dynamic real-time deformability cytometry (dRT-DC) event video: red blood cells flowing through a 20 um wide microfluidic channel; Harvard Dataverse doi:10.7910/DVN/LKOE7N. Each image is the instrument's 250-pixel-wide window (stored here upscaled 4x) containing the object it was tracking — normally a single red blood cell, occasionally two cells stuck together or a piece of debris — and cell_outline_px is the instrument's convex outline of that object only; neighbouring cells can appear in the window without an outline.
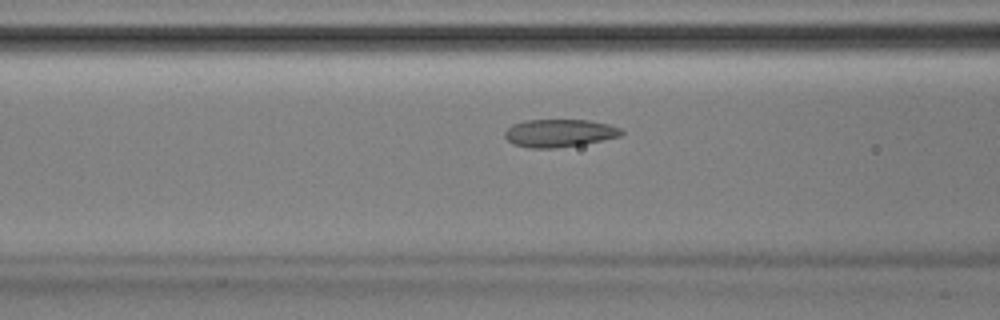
{"species": "Egyptian fruit bat (a non-hibernating species)", "species_latin": "Rousettus aegyptiacus", "temperature_condition": "room temperature", "stored_images_in_passage": 52, "camera_frame_rate_fps": 3000, "um_per_image_px": 0.085, "animal": {"sex": "male"}, "frame": {"image": 1, "passage_image": 21, "time_ms": 6.667, "image_size_px": [1000, 320], "cell_outline_px": [[624, 132], [620, 136], [584, 144], [556, 148], [528, 148], [512, 144], [504, 136], [504, 132], [512, 124], [524, 120], [588, 120], [608, 124], [620, 128]], "centroid_in_image_um": [47.51, 11.31], "position_along_channel_um": 119.1, "area_um2": 18.96}}
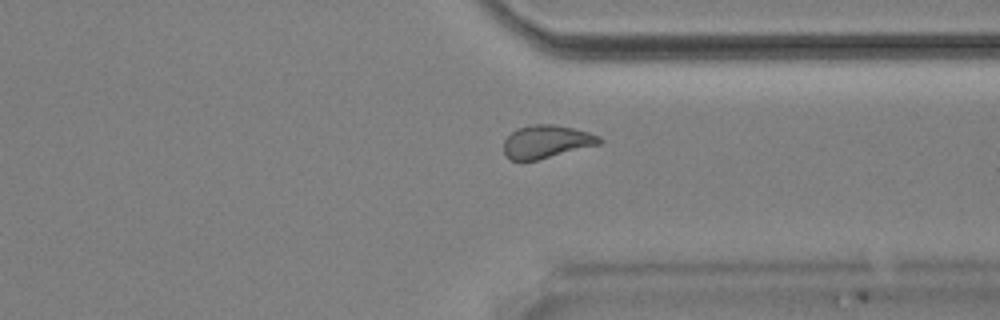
{"frame": {"image": 2, "passage_image": 40, "time_ms": 13.0, "image_size_px": [1000, 320], "cell_outline_px": [[604, 140], [600, 144], [536, 160], [512, 160], [504, 152], [504, 140], [516, 128], [532, 124], [552, 124], [572, 128], [588, 132], [600, 136]], "centroid_in_image_um": [46.46, 12.02], "position_along_channel_um": 364.9, "area_um2": 18.21}}
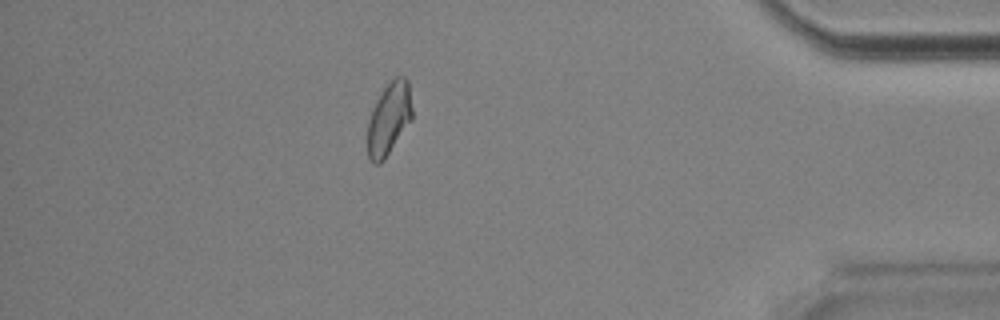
{"frame": {"image": 3, "passage_image": 46, "time_ms": 15.0, "image_size_px": [1000, 320], "cell_outline_px": [[412, 120], [384, 160], [380, 164], [376, 164], [368, 156], [368, 120], [376, 100], [392, 76], [404, 76], [408, 80], [412, 108]], "centroid_in_image_um": [33.08, 10.06], "position_along_channel_um": 402.1, "area_um2": 18.9}, "authors_computed_cell_mechanics": {"area_um2": 19.0162, "velocity_mm_per_s": 3.8852, "shape_relaxation_time_tau1_ms": 5.1035, "shape_relaxation_time_tau2_ms": 1.6992, "deformation_change_tau1": 0.1362, "deformation_change_tau2": 0.0706}}